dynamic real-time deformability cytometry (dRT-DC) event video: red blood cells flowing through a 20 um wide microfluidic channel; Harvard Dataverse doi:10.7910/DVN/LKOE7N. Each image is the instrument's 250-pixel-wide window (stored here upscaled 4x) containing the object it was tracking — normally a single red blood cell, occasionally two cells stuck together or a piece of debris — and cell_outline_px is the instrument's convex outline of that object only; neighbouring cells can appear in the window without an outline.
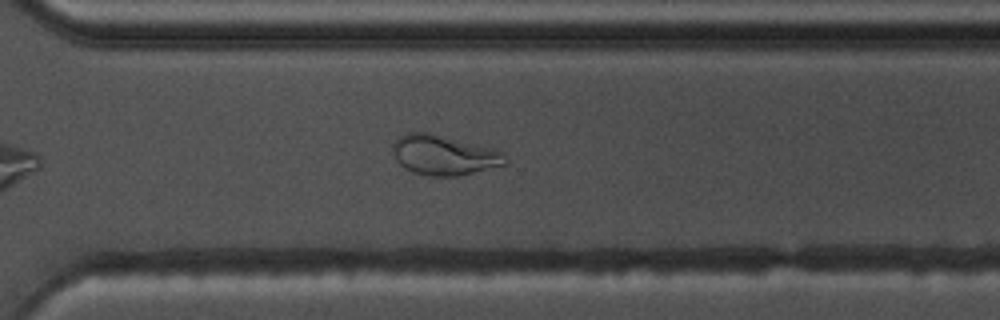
{"species": "common noctule bat (a hibernating species)", "species_latin": "Nyctalus noctula", "temperature_condition": "warm", "stored_images_in_passage": 39, "camera_frame_rate_fps": 3000, "um_per_image_px": 0.085, "animal": {"sex": "male", "body_mass_g": 17.5, "forearm_length_mm": 52.3}, "frame": {"image": 1, "passage_image": 23, "time_ms": 7.333, "image_size_px": [1000, 320], "cell_outline_px": [[508, 164], [460, 176], [428, 176], [412, 172], [404, 168], [396, 160], [392, 152], [392, 144], [400, 136], [408, 132], [428, 132], [496, 148], [504, 152], [508, 160]], "centroid_in_image_um": [37.77, 13.18], "position_along_channel_um": 332.8, "area_um2": 26.7}}
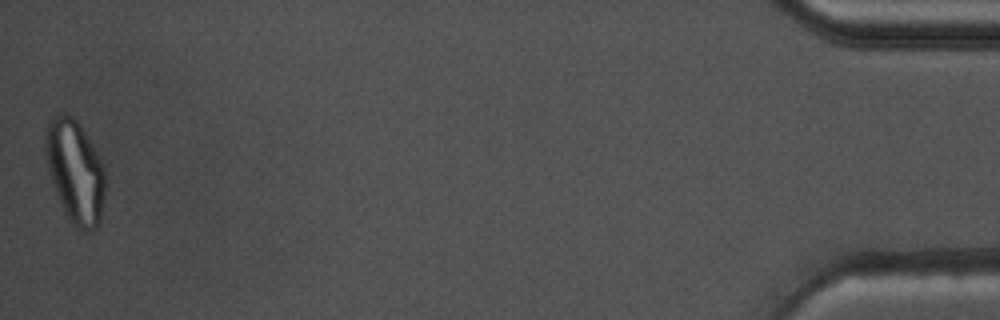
{"frame": {"image": 2, "passage_image": 39, "time_ms": 12.667, "image_size_px": [1000, 320], "cell_outline_px": [[104, 196], [100, 224], [92, 232], [84, 232], [72, 224], [68, 220], [64, 212], [56, 192], [48, 168], [44, 148], [44, 128], [48, 120], [56, 112], [64, 112], [72, 116], [76, 120], [92, 144], [104, 168]], "centroid_in_image_um": [6.36, 14.56], "position_along_channel_um": 428.8, "area_um2": 36.18}}